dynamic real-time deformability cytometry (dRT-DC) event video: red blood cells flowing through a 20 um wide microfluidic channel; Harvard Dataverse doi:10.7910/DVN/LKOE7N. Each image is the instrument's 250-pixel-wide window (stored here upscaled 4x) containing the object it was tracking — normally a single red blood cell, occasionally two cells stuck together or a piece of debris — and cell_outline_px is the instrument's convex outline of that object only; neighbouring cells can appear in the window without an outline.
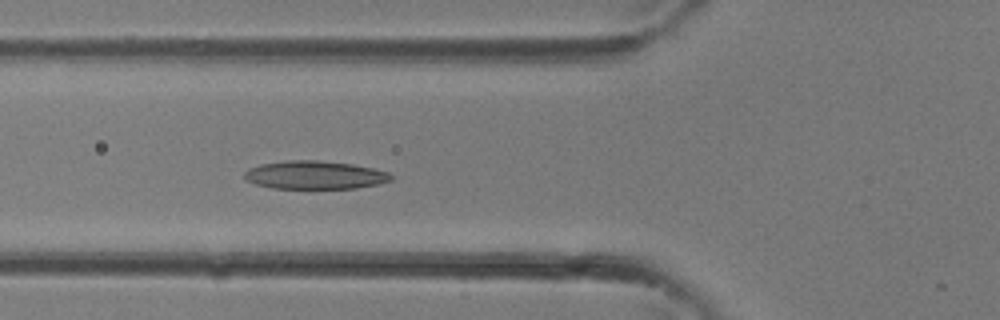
{"species": "common noctule bat (a hibernating species)", "species_latin": "Nyctalus noctula", "temperature_condition": "room temperature", "stored_images_in_passage": 22, "camera_frame_rate_fps": 3000, "um_per_image_px": 0.085, "animal": {"sex": "female"}, "frame": {"image": 1, "passage_image": 5, "time_ms": 1.333, "image_size_px": [1000, 320], "cell_outline_px": [[392, 180], [380, 184], [356, 188], [272, 188], [256, 184], [244, 180], [244, 172], [248, 168], [260, 164], [284, 160], [316, 160], [352, 164], [372, 168], [388, 172], [392, 176]], "centroid_in_image_um": [26.73, 14.87], "position_along_channel_um": 99.1, "area_um2": 24.22}}
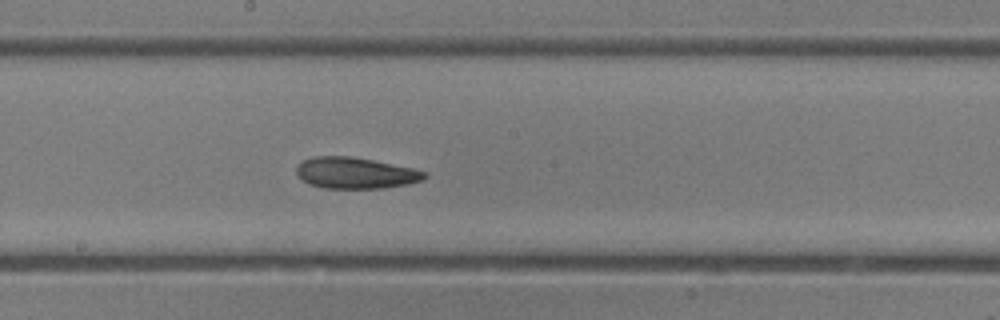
{"frame": {"image": 2, "passage_image": 11, "time_ms": 3.333, "image_size_px": [1000, 320], "cell_outline_px": [[428, 176], [424, 180], [408, 184], [384, 188], [324, 188], [308, 184], [296, 172], [296, 164], [312, 156], [352, 156], [412, 168], [428, 172]], "centroid_in_image_um": [30.23, 14.7], "position_along_channel_um": 218.0, "area_um2": 23.41}}
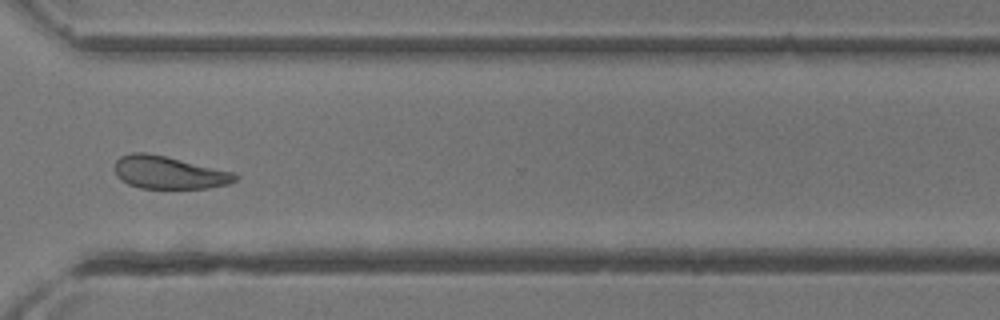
{"frame": {"image": 3, "passage_image": 18, "time_ms": 5.667, "image_size_px": [1000, 320], "cell_outline_px": [[240, 176], [236, 180], [228, 184], [208, 188], [140, 188], [128, 184], [120, 180], [116, 176], [116, 160], [120, 156], [132, 152], [144, 152], [164, 156], [232, 172]], "centroid_in_image_um": [14.32, 14.67], "position_along_channel_um": 356.3, "area_um2": 22.72}}